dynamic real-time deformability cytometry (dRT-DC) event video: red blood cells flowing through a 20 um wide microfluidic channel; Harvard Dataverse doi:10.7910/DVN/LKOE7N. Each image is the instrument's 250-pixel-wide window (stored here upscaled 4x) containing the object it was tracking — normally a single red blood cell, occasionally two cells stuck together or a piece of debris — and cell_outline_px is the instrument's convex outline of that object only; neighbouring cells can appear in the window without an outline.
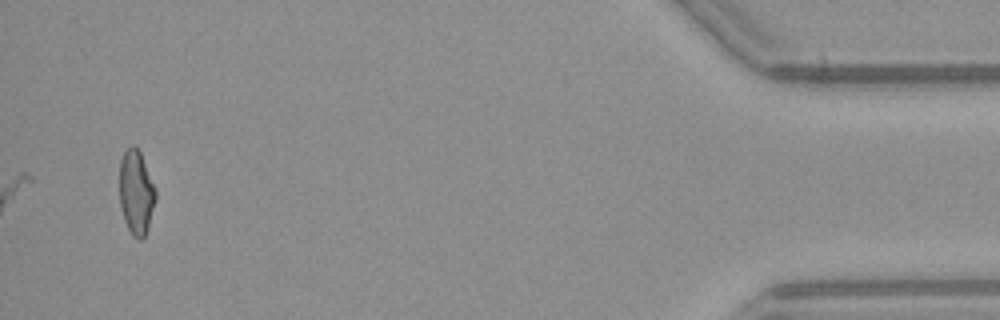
{"species": "common noctule bat (a hibernating species)", "species_latin": "Nyctalus noctula", "temperature_condition": "warm", "stored_images_in_passage": 40, "camera_frame_rate_fps": 3000, "um_per_image_px": 0.085, "animal": {"sex": "female", "body_mass_g": 21.9}, "frame": {"image": 1, "passage_image": 40, "time_ms": 13.0, "image_size_px": [1000, 320], "cell_outline_px": [[156, 200], [148, 228], [144, 236], [140, 240], [132, 236], [124, 220], [120, 204], [120, 160], [124, 152], [132, 144], [140, 152], [156, 188]], "centroid_in_image_um": [11.58, 16.37], "position_along_channel_um": 423.6, "area_um2": 17.74}}